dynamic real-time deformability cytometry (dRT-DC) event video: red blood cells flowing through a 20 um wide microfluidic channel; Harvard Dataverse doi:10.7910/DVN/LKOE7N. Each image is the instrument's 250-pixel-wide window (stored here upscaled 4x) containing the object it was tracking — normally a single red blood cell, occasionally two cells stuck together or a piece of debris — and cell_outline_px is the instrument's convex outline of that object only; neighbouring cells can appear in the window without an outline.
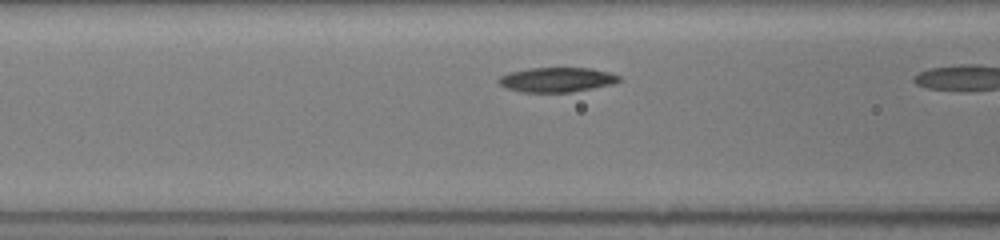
{"species": "common noctule bat (a hibernating species)", "species_latin": "Nyctalus noctula", "temperature_condition": "room temperature", "stored_images_in_passage": 7, "camera_frame_rate_fps": 3000, "um_per_image_px": 0.085, "animal": {"sex": "female", "body_mass_g": 19.5, "forearm_length_mm": 54.1}, "frame": {"image": 1, "passage_image": 6, "time_ms": 1.667, "image_size_px": [1000, 240], "cell_outline_px": [[624, 80], [612, 84], [572, 92], [520, 92], [504, 88], [496, 80], [500, 76], [508, 72], [528, 68], [592, 68], [608, 72], [620, 76]], "centroid_in_image_um": [47.3, 6.77], "position_along_channel_um": 119.3, "area_um2": 17.51}}